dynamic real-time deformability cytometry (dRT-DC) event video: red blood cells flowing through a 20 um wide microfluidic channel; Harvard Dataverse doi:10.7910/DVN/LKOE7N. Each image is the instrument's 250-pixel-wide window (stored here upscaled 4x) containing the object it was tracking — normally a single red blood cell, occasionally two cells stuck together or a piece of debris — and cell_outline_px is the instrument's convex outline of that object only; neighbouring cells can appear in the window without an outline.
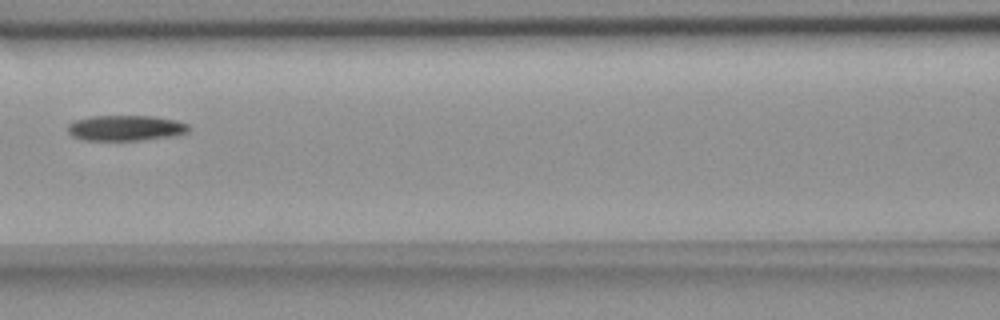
{"species": "common noctule bat (a hibernating species)", "species_latin": "Nyctalus noctula", "temperature_condition": "room temperature", "stored_images_in_passage": 8, "segment_of_instrument_passage": [2, 2], "camera_frame_rate_fps": 3000, "um_per_image_px": 0.085, "animal": {"sex": "female", "body_mass_g": 18.4}, "frame": {"image": 1, "passage_image": 8, "time_ms": 8.0, "image_size_px": [1000, 320], "cell_outline_px": [[192, 128], [188, 132], [176, 136], [140, 140], [84, 140], [72, 136], [68, 132], [68, 124], [72, 120], [92, 116], [152, 116], [176, 120], [188, 124]], "centroid_in_image_um": [10.7, 10.88], "position_along_channel_um": 155.9, "area_um2": 18.21}}